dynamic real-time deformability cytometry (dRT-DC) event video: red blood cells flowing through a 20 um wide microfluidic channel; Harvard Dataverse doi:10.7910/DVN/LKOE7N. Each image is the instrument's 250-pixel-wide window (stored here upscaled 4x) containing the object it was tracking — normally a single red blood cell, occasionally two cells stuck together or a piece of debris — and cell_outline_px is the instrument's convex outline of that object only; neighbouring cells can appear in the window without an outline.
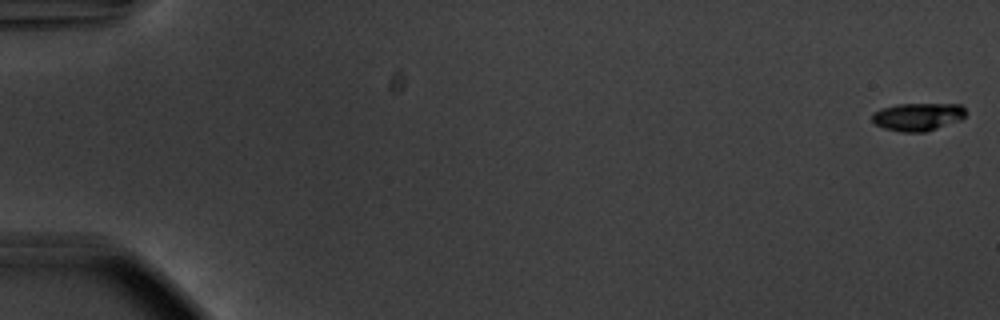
{"species": "common noctule bat (a hibernating species)", "species_latin": "Nyctalus noctula", "temperature_condition": "warm", "stored_images_in_passage": 56, "camera_frame_rate_fps": 3000, "um_per_image_px": 0.085, "animal": {"sex": "male", "body_mass_g": 20.1, "forearm_length_mm": 53.5}, "frame": {"image": 1, "passage_image": 1, "time_ms": 0.0, "image_size_px": [1000, 320], "cell_outline_px": [[964, 116], [960, 120], [924, 132], [900, 132], [884, 128], [876, 124], [872, 120], [872, 116], [880, 108], [900, 104], [960, 104], [964, 108]], "centroid_in_image_um": [78.0, 9.92], "position_along_channel_um": 7.0, "area_um2": 14.97}}
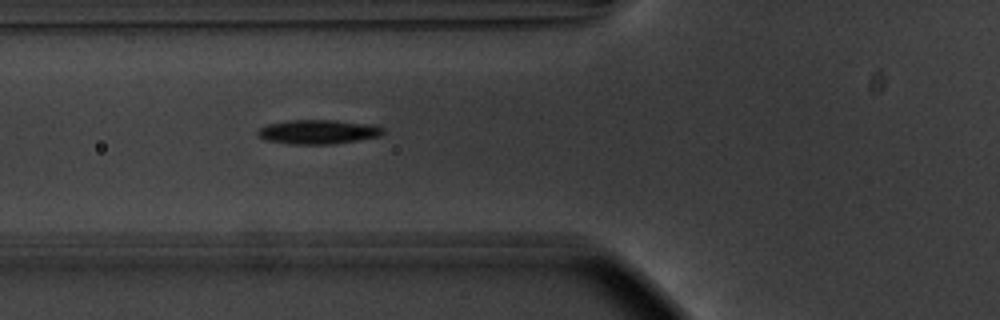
{"frame": {"image": 2, "passage_image": 22, "time_ms": 7.0, "image_size_px": [1000, 320], "cell_outline_px": [[384, 132], [380, 136], [356, 140], [328, 144], [288, 144], [264, 140], [256, 136], [256, 132], [260, 128], [268, 124], [288, 120], [336, 120], [376, 124], [384, 128]], "centroid_in_image_um": [27.02, 11.2], "position_along_channel_um": 98.8, "area_um2": 17.92}}
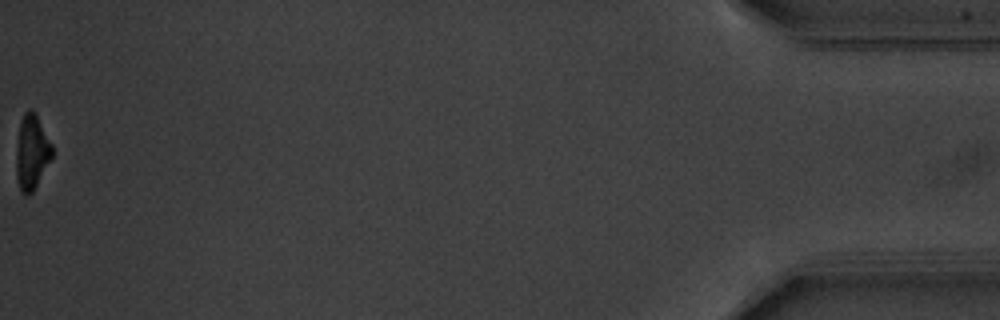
{"frame": {"image": 3, "passage_image": 56, "time_ms": 18.333, "image_size_px": [1000, 320], "cell_outline_px": [[52, 156], [32, 192], [20, 192], [16, 176], [16, 148], [20, 124], [24, 112], [28, 108], [32, 108], [36, 112], [52, 144]], "centroid_in_image_um": [2.69, 12.86], "position_along_channel_um": 432.5, "area_um2": 15.49}, "authors_computed_cell_mechanics": {"area_um2": 16.762, "velocity_mm_per_s": 3.7477, "shape_relaxation_time_tau1_ms": 1.8376, "shape_relaxation_time_tau2_ms": 4.1738, "deformation_change_tau1": 0.157, "deformation_change_tau2": 0.1108}}